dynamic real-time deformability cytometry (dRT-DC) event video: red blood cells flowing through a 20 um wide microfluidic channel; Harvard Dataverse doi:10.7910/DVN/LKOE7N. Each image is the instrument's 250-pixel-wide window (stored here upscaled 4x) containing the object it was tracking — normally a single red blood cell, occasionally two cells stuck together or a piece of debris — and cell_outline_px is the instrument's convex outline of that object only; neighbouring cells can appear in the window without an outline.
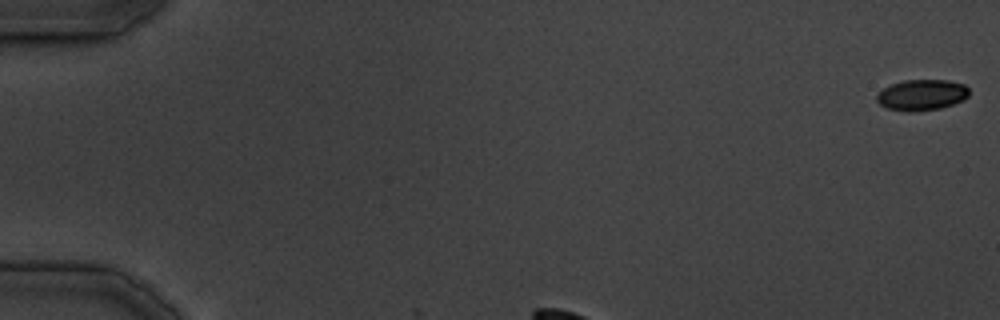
{"species": "common noctule bat (a hibernating species)", "species_latin": "Nyctalus noctula", "temperature_condition": "cold", "stored_images_in_passage": 3, "camera_frame_rate_fps": 3000, "um_per_image_px": 0.085, "animal": {"sex": "male", "body_mass_g": 19.5, "forearm_length_mm": 54.6}, "frame": {"image": 1, "passage_image": 1, "time_ms": 0.0, "image_size_px": [1000, 320], "cell_outline_px": [[968, 96], [964, 100], [940, 108], [912, 112], [908, 112], [888, 108], [880, 104], [876, 100], [876, 96], [884, 88], [892, 84], [904, 80], [948, 80], [964, 84], [968, 88]], "centroid_in_image_um": [78.36, 8.07], "position_along_channel_um": 6.6, "area_um2": 16.53}}